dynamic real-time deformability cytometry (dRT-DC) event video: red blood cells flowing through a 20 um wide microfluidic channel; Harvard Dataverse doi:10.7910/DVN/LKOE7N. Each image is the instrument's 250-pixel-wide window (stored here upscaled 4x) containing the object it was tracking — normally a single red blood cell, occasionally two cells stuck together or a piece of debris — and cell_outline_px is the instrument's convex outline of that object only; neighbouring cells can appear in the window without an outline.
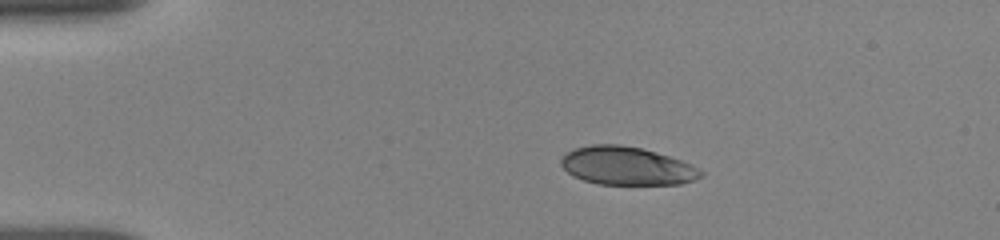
{"species": "human", "species_latin": "Homo sapiens", "temperature_condition": "room temperature", "stored_images_in_passage": 38, "camera_frame_rate_fps": 3000, "um_per_image_px": 0.085, "donor": {"sex": "female"}, "frame": {"image": 1, "passage_image": 1, "time_ms": 0.0, "image_size_px": [1000, 240], "cell_outline_px": [[704, 176], [696, 180], [680, 184], [596, 184], [572, 176], [560, 164], [560, 160], [568, 152], [576, 148], [592, 144], [620, 144], [640, 148], [656, 152], [692, 164], [704, 172]], "centroid_in_image_um": [53.3, 14.11], "position_along_channel_um": 31.7, "area_um2": 31.15}}
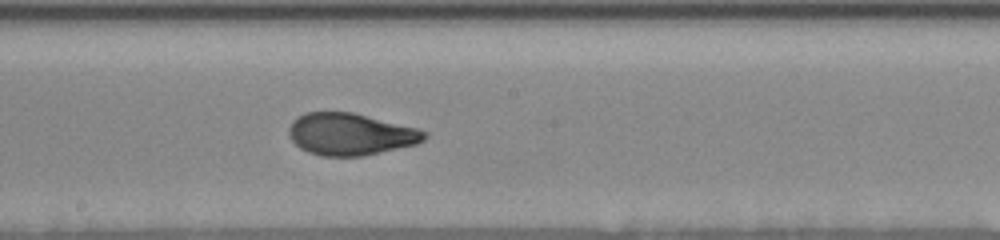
{"frame": {"image": 2, "passage_image": 19, "time_ms": 6.333, "image_size_px": [1000, 240], "cell_outline_px": [[428, 136], [424, 140], [416, 144], [364, 156], [320, 156], [308, 152], [300, 148], [292, 140], [288, 132], [288, 128], [292, 120], [308, 112], [352, 112], [416, 128], [428, 132]], "centroid_in_image_um": [29.78, 11.41], "position_along_channel_um": 218.4, "area_um2": 33.06}}
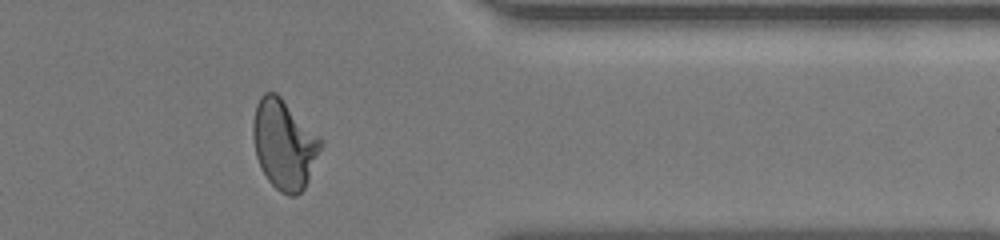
{"frame": {"image": 3, "passage_image": 33, "time_ms": 11.0, "image_size_px": [1000, 240], "cell_outline_px": [[324, 144], [308, 180], [304, 188], [296, 196], [288, 196], [280, 192], [268, 180], [256, 156], [252, 136], [252, 124], [256, 104], [260, 96], [264, 92], [276, 92], [280, 96]], "centroid_in_image_um": [24.12, 12.28], "position_along_channel_um": 387.3, "area_um2": 34.85}, "authors_computed_cell_mechanics": {"area_um2": 33.3506, "velocity_mm_per_s": 3.8508, "shape_relaxation_time_tau1_ms": 5.1925, "shape_relaxation_time_tau2_ms": null, "deformation_change_tau1": 0.1832, "deformation_change_tau2": null}}